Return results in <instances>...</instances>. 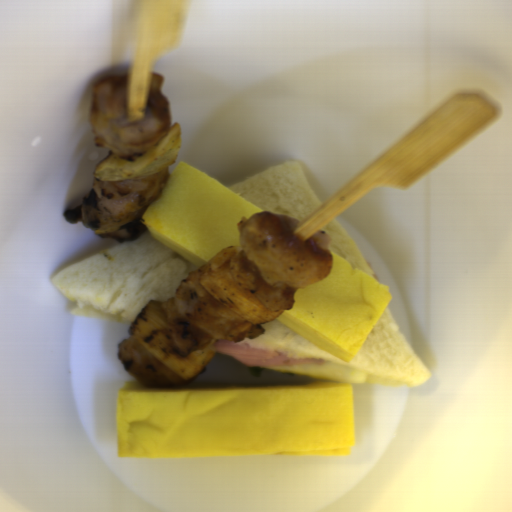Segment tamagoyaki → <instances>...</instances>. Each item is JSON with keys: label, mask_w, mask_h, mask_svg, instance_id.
<instances>
[{"label": "tamagoyaki", "mask_w": 512, "mask_h": 512, "mask_svg": "<svg viewBox=\"0 0 512 512\" xmlns=\"http://www.w3.org/2000/svg\"><path fill=\"white\" fill-rule=\"evenodd\" d=\"M119 458L343 456L355 445L349 381L196 384L116 395Z\"/></svg>", "instance_id": "tamagoyaki-1"}, {"label": "tamagoyaki", "mask_w": 512, "mask_h": 512, "mask_svg": "<svg viewBox=\"0 0 512 512\" xmlns=\"http://www.w3.org/2000/svg\"><path fill=\"white\" fill-rule=\"evenodd\" d=\"M168 175L141 219L146 233L196 268L223 248H239L237 223L264 212L183 161Z\"/></svg>", "instance_id": "tamagoyaki-2"}, {"label": "tamagoyaki", "mask_w": 512, "mask_h": 512, "mask_svg": "<svg viewBox=\"0 0 512 512\" xmlns=\"http://www.w3.org/2000/svg\"><path fill=\"white\" fill-rule=\"evenodd\" d=\"M329 273L295 290L293 308L277 319L333 357L350 363L393 295L387 286L330 252Z\"/></svg>", "instance_id": "tamagoyaki-3"}]
</instances>
